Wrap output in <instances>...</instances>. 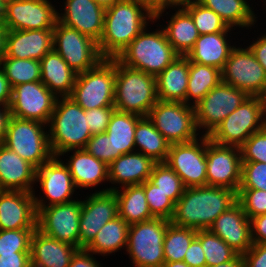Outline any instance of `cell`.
Returning a JSON list of instances; mask_svg holds the SVG:
<instances>
[{"label": "cell", "instance_id": "6da1fadb", "mask_svg": "<svg viewBox=\"0 0 266 267\" xmlns=\"http://www.w3.org/2000/svg\"><path fill=\"white\" fill-rule=\"evenodd\" d=\"M237 203V192L228 188L200 186L185 188L175 203L171 223L208 230L216 218Z\"/></svg>", "mask_w": 266, "mask_h": 267}, {"label": "cell", "instance_id": "7a4b0ae2", "mask_svg": "<svg viewBox=\"0 0 266 267\" xmlns=\"http://www.w3.org/2000/svg\"><path fill=\"white\" fill-rule=\"evenodd\" d=\"M154 15L136 0H121L106 8L98 50L103 58H116L148 24Z\"/></svg>", "mask_w": 266, "mask_h": 267}, {"label": "cell", "instance_id": "3957f363", "mask_svg": "<svg viewBox=\"0 0 266 267\" xmlns=\"http://www.w3.org/2000/svg\"><path fill=\"white\" fill-rule=\"evenodd\" d=\"M87 123V111L70 97H58L48 123L53 155L61 157L66 151L84 149L92 136Z\"/></svg>", "mask_w": 266, "mask_h": 267}, {"label": "cell", "instance_id": "277c9868", "mask_svg": "<svg viewBox=\"0 0 266 267\" xmlns=\"http://www.w3.org/2000/svg\"><path fill=\"white\" fill-rule=\"evenodd\" d=\"M148 24L116 59L123 65L141 70L155 77L161 73L179 54L168 42L164 30L157 23L152 31ZM159 27V28H158ZM151 29V30H149Z\"/></svg>", "mask_w": 266, "mask_h": 267}, {"label": "cell", "instance_id": "5b68a950", "mask_svg": "<svg viewBox=\"0 0 266 267\" xmlns=\"http://www.w3.org/2000/svg\"><path fill=\"white\" fill-rule=\"evenodd\" d=\"M157 101L156 77L115 58V109L147 117Z\"/></svg>", "mask_w": 266, "mask_h": 267}, {"label": "cell", "instance_id": "8992f818", "mask_svg": "<svg viewBox=\"0 0 266 267\" xmlns=\"http://www.w3.org/2000/svg\"><path fill=\"white\" fill-rule=\"evenodd\" d=\"M47 129L42 122L10 116L2 144L37 169L54 156Z\"/></svg>", "mask_w": 266, "mask_h": 267}, {"label": "cell", "instance_id": "52a82bcc", "mask_svg": "<svg viewBox=\"0 0 266 267\" xmlns=\"http://www.w3.org/2000/svg\"><path fill=\"white\" fill-rule=\"evenodd\" d=\"M69 97L85 111L114 107L115 58H104L94 68L77 74Z\"/></svg>", "mask_w": 266, "mask_h": 267}, {"label": "cell", "instance_id": "ba28073f", "mask_svg": "<svg viewBox=\"0 0 266 267\" xmlns=\"http://www.w3.org/2000/svg\"><path fill=\"white\" fill-rule=\"evenodd\" d=\"M170 221L154 218L129 225L126 253L133 267H161L163 242Z\"/></svg>", "mask_w": 266, "mask_h": 267}, {"label": "cell", "instance_id": "9c48e42d", "mask_svg": "<svg viewBox=\"0 0 266 267\" xmlns=\"http://www.w3.org/2000/svg\"><path fill=\"white\" fill-rule=\"evenodd\" d=\"M265 126L261 96H249L217 126L209 139L219 145L240 148L253 133Z\"/></svg>", "mask_w": 266, "mask_h": 267}, {"label": "cell", "instance_id": "30bf717a", "mask_svg": "<svg viewBox=\"0 0 266 267\" xmlns=\"http://www.w3.org/2000/svg\"><path fill=\"white\" fill-rule=\"evenodd\" d=\"M147 117L170 144L190 142L201 136L194 106L158 100Z\"/></svg>", "mask_w": 266, "mask_h": 267}, {"label": "cell", "instance_id": "8fae6325", "mask_svg": "<svg viewBox=\"0 0 266 267\" xmlns=\"http://www.w3.org/2000/svg\"><path fill=\"white\" fill-rule=\"evenodd\" d=\"M53 50L77 74L94 68L104 59L96 41L59 21L53 28Z\"/></svg>", "mask_w": 266, "mask_h": 267}, {"label": "cell", "instance_id": "7c38bea8", "mask_svg": "<svg viewBox=\"0 0 266 267\" xmlns=\"http://www.w3.org/2000/svg\"><path fill=\"white\" fill-rule=\"evenodd\" d=\"M248 97L245 91L223 82L214 87L194 106L199 133L209 136Z\"/></svg>", "mask_w": 266, "mask_h": 267}, {"label": "cell", "instance_id": "4fadbf2b", "mask_svg": "<svg viewBox=\"0 0 266 267\" xmlns=\"http://www.w3.org/2000/svg\"><path fill=\"white\" fill-rule=\"evenodd\" d=\"M35 184V186L39 184L40 191L43 194V196H41L42 194L38 195L35 193L37 191L32 193L35 207L67 203L79 198L74 196L77 188L68 166L57 156H53L36 169Z\"/></svg>", "mask_w": 266, "mask_h": 267}, {"label": "cell", "instance_id": "5bb4252c", "mask_svg": "<svg viewBox=\"0 0 266 267\" xmlns=\"http://www.w3.org/2000/svg\"><path fill=\"white\" fill-rule=\"evenodd\" d=\"M165 163L181 178L185 188L206 186V135L170 144Z\"/></svg>", "mask_w": 266, "mask_h": 267}, {"label": "cell", "instance_id": "9a60e30c", "mask_svg": "<svg viewBox=\"0 0 266 267\" xmlns=\"http://www.w3.org/2000/svg\"><path fill=\"white\" fill-rule=\"evenodd\" d=\"M239 46V47H238ZM236 45L221 70L222 82L245 91L249 96H261L266 89V73L245 45Z\"/></svg>", "mask_w": 266, "mask_h": 267}, {"label": "cell", "instance_id": "2e32d148", "mask_svg": "<svg viewBox=\"0 0 266 267\" xmlns=\"http://www.w3.org/2000/svg\"><path fill=\"white\" fill-rule=\"evenodd\" d=\"M35 208L39 231L58 241L79 248L81 198L67 203Z\"/></svg>", "mask_w": 266, "mask_h": 267}, {"label": "cell", "instance_id": "e0dca14e", "mask_svg": "<svg viewBox=\"0 0 266 267\" xmlns=\"http://www.w3.org/2000/svg\"><path fill=\"white\" fill-rule=\"evenodd\" d=\"M207 185L238 192L241 184V150L214 143L206 136Z\"/></svg>", "mask_w": 266, "mask_h": 267}, {"label": "cell", "instance_id": "ac0fdd59", "mask_svg": "<svg viewBox=\"0 0 266 267\" xmlns=\"http://www.w3.org/2000/svg\"><path fill=\"white\" fill-rule=\"evenodd\" d=\"M57 97L41 81L12 87L10 115L48 125Z\"/></svg>", "mask_w": 266, "mask_h": 267}, {"label": "cell", "instance_id": "d6986e66", "mask_svg": "<svg viewBox=\"0 0 266 267\" xmlns=\"http://www.w3.org/2000/svg\"><path fill=\"white\" fill-rule=\"evenodd\" d=\"M118 216L117 196L114 191L94 192L82 199L79 223V249L86 248L98 231Z\"/></svg>", "mask_w": 266, "mask_h": 267}, {"label": "cell", "instance_id": "ffe728a7", "mask_svg": "<svg viewBox=\"0 0 266 267\" xmlns=\"http://www.w3.org/2000/svg\"><path fill=\"white\" fill-rule=\"evenodd\" d=\"M50 0H12L7 4L8 30L53 29L58 21V6Z\"/></svg>", "mask_w": 266, "mask_h": 267}, {"label": "cell", "instance_id": "44dd1931", "mask_svg": "<svg viewBox=\"0 0 266 267\" xmlns=\"http://www.w3.org/2000/svg\"><path fill=\"white\" fill-rule=\"evenodd\" d=\"M64 1V5H61L63 8H59L60 11H57L58 21L98 43L103 33L106 9L94 0Z\"/></svg>", "mask_w": 266, "mask_h": 267}, {"label": "cell", "instance_id": "7402d4cb", "mask_svg": "<svg viewBox=\"0 0 266 267\" xmlns=\"http://www.w3.org/2000/svg\"><path fill=\"white\" fill-rule=\"evenodd\" d=\"M36 228L37 211L33 194L0 190V230Z\"/></svg>", "mask_w": 266, "mask_h": 267}, {"label": "cell", "instance_id": "603a6c76", "mask_svg": "<svg viewBox=\"0 0 266 267\" xmlns=\"http://www.w3.org/2000/svg\"><path fill=\"white\" fill-rule=\"evenodd\" d=\"M208 230L220 237L238 254L243 255L253 245L250 219L238 202L221 213Z\"/></svg>", "mask_w": 266, "mask_h": 267}, {"label": "cell", "instance_id": "cb8c5ba5", "mask_svg": "<svg viewBox=\"0 0 266 267\" xmlns=\"http://www.w3.org/2000/svg\"><path fill=\"white\" fill-rule=\"evenodd\" d=\"M69 152L70 156H68ZM67 153V155H66ZM68 156V158L64 159V163L68 166L69 171L71 173L73 182L79 191L87 190L90 188L91 190L94 188L95 192H107L109 191V187L106 186L103 189L97 190V187H100V184L108 185V166L89 154L85 149L78 150H69L61 154V159L63 156ZM84 188V189H83Z\"/></svg>", "mask_w": 266, "mask_h": 267}, {"label": "cell", "instance_id": "d4e9b609", "mask_svg": "<svg viewBox=\"0 0 266 267\" xmlns=\"http://www.w3.org/2000/svg\"><path fill=\"white\" fill-rule=\"evenodd\" d=\"M155 164L151 158L137 151L119 156L108 166L109 191L144 183Z\"/></svg>", "mask_w": 266, "mask_h": 267}, {"label": "cell", "instance_id": "484cf974", "mask_svg": "<svg viewBox=\"0 0 266 267\" xmlns=\"http://www.w3.org/2000/svg\"><path fill=\"white\" fill-rule=\"evenodd\" d=\"M53 50V29L8 30L4 57L34 59Z\"/></svg>", "mask_w": 266, "mask_h": 267}, {"label": "cell", "instance_id": "4316f807", "mask_svg": "<svg viewBox=\"0 0 266 267\" xmlns=\"http://www.w3.org/2000/svg\"><path fill=\"white\" fill-rule=\"evenodd\" d=\"M36 168L0 143V190L33 193Z\"/></svg>", "mask_w": 266, "mask_h": 267}, {"label": "cell", "instance_id": "83f0119b", "mask_svg": "<svg viewBox=\"0 0 266 267\" xmlns=\"http://www.w3.org/2000/svg\"><path fill=\"white\" fill-rule=\"evenodd\" d=\"M172 12L167 9L162 10L154 15V20L160 21L161 17L170 18L165 22V25H160L164 30L168 42L172 48L181 56H186L187 53L194 47L196 40L199 37L197 27L190 14L184 8H172ZM166 12V13H165ZM172 13V14H170ZM168 16H167V15ZM167 22V23H166Z\"/></svg>", "mask_w": 266, "mask_h": 267}, {"label": "cell", "instance_id": "f1b7e54d", "mask_svg": "<svg viewBox=\"0 0 266 267\" xmlns=\"http://www.w3.org/2000/svg\"><path fill=\"white\" fill-rule=\"evenodd\" d=\"M239 32H217L199 35L194 47L187 53L186 57L190 62L209 65L222 70L231 51L236 47V42L231 43L232 39L235 40V38L230 37L233 33L236 35Z\"/></svg>", "mask_w": 266, "mask_h": 267}, {"label": "cell", "instance_id": "f546056e", "mask_svg": "<svg viewBox=\"0 0 266 267\" xmlns=\"http://www.w3.org/2000/svg\"><path fill=\"white\" fill-rule=\"evenodd\" d=\"M76 246L51 238L37 228L30 246L31 267H69Z\"/></svg>", "mask_w": 266, "mask_h": 267}, {"label": "cell", "instance_id": "4dcf8cb0", "mask_svg": "<svg viewBox=\"0 0 266 267\" xmlns=\"http://www.w3.org/2000/svg\"><path fill=\"white\" fill-rule=\"evenodd\" d=\"M189 78V59L179 55L156 76L157 99L164 102L186 104Z\"/></svg>", "mask_w": 266, "mask_h": 267}, {"label": "cell", "instance_id": "1f68e13d", "mask_svg": "<svg viewBox=\"0 0 266 267\" xmlns=\"http://www.w3.org/2000/svg\"><path fill=\"white\" fill-rule=\"evenodd\" d=\"M41 82L58 98L69 97L77 73L54 50L40 60Z\"/></svg>", "mask_w": 266, "mask_h": 267}, {"label": "cell", "instance_id": "d6a6232c", "mask_svg": "<svg viewBox=\"0 0 266 267\" xmlns=\"http://www.w3.org/2000/svg\"><path fill=\"white\" fill-rule=\"evenodd\" d=\"M253 0H199L207 8L213 10L228 25V27L249 30L257 23V14L254 11Z\"/></svg>", "mask_w": 266, "mask_h": 267}, {"label": "cell", "instance_id": "836d02e7", "mask_svg": "<svg viewBox=\"0 0 266 267\" xmlns=\"http://www.w3.org/2000/svg\"><path fill=\"white\" fill-rule=\"evenodd\" d=\"M142 116L115 110L105 133L113 144V161L119 156L136 151L134 133Z\"/></svg>", "mask_w": 266, "mask_h": 267}, {"label": "cell", "instance_id": "e575fe53", "mask_svg": "<svg viewBox=\"0 0 266 267\" xmlns=\"http://www.w3.org/2000/svg\"><path fill=\"white\" fill-rule=\"evenodd\" d=\"M114 192L117 196L118 216L129 225L154 219L149 210L142 184L124 186Z\"/></svg>", "mask_w": 266, "mask_h": 267}, {"label": "cell", "instance_id": "d590c367", "mask_svg": "<svg viewBox=\"0 0 266 267\" xmlns=\"http://www.w3.org/2000/svg\"><path fill=\"white\" fill-rule=\"evenodd\" d=\"M129 224L117 216L107 222L96 234L93 241L85 248L94 255L106 257L126 250Z\"/></svg>", "mask_w": 266, "mask_h": 267}, {"label": "cell", "instance_id": "8d00e7d4", "mask_svg": "<svg viewBox=\"0 0 266 267\" xmlns=\"http://www.w3.org/2000/svg\"><path fill=\"white\" fill-rule=\"evenodd\" d=\"M135 148L156 163L167 159L170 143L155 128L148 117H142L136 124L134 133Z\"/></svg>", "mask_w": 266, "mask_h": 267}, {"label": "cell", "instance_id": "74e56055", "mask_svg": "<svg viewBox=\"0 0 266 267\" xmlns=\"http://www.w3.org/2000/svg\"><path fill=\"white\" fill-rule=\"evenodd\" d=\"M221 82L222 74L220 69L189 61L186 104L195 106Z\"/></svg>", "mask_w": 266, "mask_h": 267}, {"label": "cell", "instance_id": "f35d334b", "mask_svg": "<svg viewBox=\"0 0 266 267\" xmlns=\"http://www.w3.org/2000/svg\"><path fill=\"white\" fill-rule=\"evenodd\" d=\"M196 235V229L177 226L170 222L163 242L165 262L183 261L185 253Z\"/></svg>", "mask_w": 266, "mask_h": 267}, {"label": "cell", "instance_id": "ab89813d", "mask_svg": "<svg viewBox=\"0 0 266 267\" xmlns=\"http://www.w3.org/2000/svg\"><path fill=\"white\" fill-rule=\"evenodd\" d=\"M0 67L11 87L41 81L40 61L38 60L3 57Z\"/></svg>", "mask_w": 266, "mask_h": 267}, {"label": "cell", "instance_id": "60d3db41", "mask_svg": "<svg viewBox=\"0 0 266 267\" xmlns=\"http://www.w3.org/2000/svg\"><path fill=\"white\" fill-rule=\"evenodd\" d=\"M196 238L201 242L206 266L225 263L238 255L225 241L209 230H197Z\"/></svg>", "mask_w": 266, "mask_h": 267}, {"label": "cell", "instance_id": "b9f144b4", "mask_svg": "<svg viewBox=\"0 0 266 267\" xmlns=\"http://www.w3.org/2000/svg\"><path fill=\"white\" fill-rule=\"evenodd\" d=\"M184 9L192 17L199 35L237 30L228 27L218 14L202 5L199 1L185 6Z\"/></svg>", "mask_w": 266, "mask_h": 267}, {"label": "cell", "instance_id": "7bdbcfd3", "mask_svg": "<svg viewBox=\"0 0 266 267\" xmlns=\"http://www.w3.org/2000/svg\"><path fill=\"white\" fill-rule=\"evenodd\" d=\"M148 181L157 186L174 204L185 190L181 178L165 162L154 165Z\"/></svg>", "mask_w": 266, "mask_h": 267}, {"label": "cell", "instance_id": "ee69618b", "mask_svg": "<svg viewBox=\"0 0 266 267\" xmlns=\"http://www.w3.org/2000/svg\"><path fill=\"white\" fill-rule=\"evenodd\" d=\"M142 185L144 186L146 200L152 216L170 221L174 213L175 204L148 180Z\"/></svg>", "mask_w": 266, "mask_h": 267}, {"label": "cell", "instance_id": "f6af8a7d", "mask_svg": "<svg viewBox=\"0 0 266 267\" xmlns=\"http://www.w3.org/2000/svg\"><path fill=\"white\" fill-rule=\"evenodd\" d=\"M35 229L0 230V254L30 252Z\"/></svg>", "mask_w": 266, "mask_h": 267}, {"label": "cell", "instance_id": "bcb514c9", "mask_svg": "<svg viewBox=\"0 0 266 267\" xmlns=\"http://www.w3.org/2000/svg\"><path fill=\"white\" fill-rule=\"evenodd\" d=\"M237 202L242 206L249 219L266 214V191L239 189L237 192Z\"/></svg>", "mask_w": 266, "mask_h": 267}, {"label": "cell", "instance_id": "7dc6e473", "mask_svg": "<svg viewBox=\"0 0 266 267\" xmlns=\"http://www.w3.org/2000/svg\"><path fill=\"white\" fill-rule=\"evenodd\" d=\"M242 162L266 163V126L253 133L240 147Z\"/></svg>", "mask_w": 266, "mask_h": 267}, {"label": "cell", "instance_id": "c3c4849f", "mask_svg": "<svg viewBox=\"0 0 266 267\" xmlns=\"http://www.w3.org/2000/svg\"><path fill=\"white\" fill-rule=\"evenodd\" d=\"M239 189L266 191V163L242 162L241 184Z\"/></svg>", "mask_w": 266, "mask_h": 267}, {"label": "cell", "instance_id": "681fc988", "mask_svg": "<svg viewBox=\"0 0 266 267\" xmlns=\"http://www.w3.org/2000/svg\"><path fill=\"white\" fill-rule=\"evenodd\" d=\"M84 149L107 166L113 162V144L106 133L93 134Z\"/></svg>", "mask_w": 266, "mask_h": 267}, {"label": "cell", "instance_id": "f907efd6", "mask_svg": "<svg viewBox=\"0 0 266 267\" xmlns=\"http://www.w3.org/2000/svg\"><path fill=\"white\" fill-rule=\"evenodd\" d=\"M115 107H99L87 110V124L91 134L105 133Z\"/></svg>", "mask_w": 266, "mask_h": 267}, {"label": "cell", "instance_id": "816d5d0a", "mask_svg": "<svg viewBox=\"0 0 266 267\" xmlns=\"http://www.w3.org/2000/svg\"><path fill=\"white\" fill-rule=\"evenodd\" d=\"M242 258L244 267H266V243H253Z\"/></svg>", "mask_w": 266, "mask_h": 267}, {"label": "cell", "instance_id": "f5cc1de1", "mask_svg": "<svg viewBox=\"0 0 266 267\" xmlns=\"http://www.w3.org/2000/svg\"><path fill=\"white\" fill-rule=\"evenodd\" d=\"M183 261L190 267H206L205 254L201 242L197 238L191 242Z\"/></svg>", "mask_w": 266, "mask_h": 267}, {"label": "cell", "instance_id": "db71d44e", "mask_svg": "<svg viewBox=\"0 0 266 267\" xmlns=\"http://www.w3.org/2000/svg\"><path fill=\"white\" fill-rule=\"evenodd\" d=\"M93 255L85 248L78 249L73 255L69 267H103L102 261H98L97 256Z\"/></svg>", "mask_w": 266, "mask_h": 267}, {"label": "cell", "instance_id": "11a10c76", "mask_svg": "<svg viewBox=\"0 0 266 267\" xmlns=\"http://www.w3.org/2000/svg\"><path fill=\"white\" fill-rule=\"evenodd\" d=\"M0 267H31L30 252L0 254Z\"/></svg>", "mask_w": 266, "mask_h": 267}, {"label": "cell", "instance_id": "9f6ffc18", "mask_svg": "<svg viewBox=\"0 0 266 267\" xmlns=\"http://www.w3.org/2000/svg\"><path fill=\"white\" fill-rule=\"evenodd\" d=\"M250 224L252 242L256 244L266 243V214L251 218Z\"/></svg>", "mask_w": 266, "mask_h": 267}, {"label": "cell", "instance_id": "6f0895ef", "mask_svg": "<svg viewBox=\"0 0 266 267\" xmlns=\"http://www.w3.org/2000/svg\"><path fill=\"white\" fill-rule=\"evenodd\" d=\"M250 42L249 38L247 47L251 50L255 59L261 64L266 73V32H263V34L261 32V35L259 34L257 39L253 40L251 43Z\"/></svg>", "mask_w": 266, "mask_h": 267}, {"label": "cell", "instance_id": "680465c9", "mask_svg": "<svg viewBox=\"0 0 266 267\" xmlns=\"http://www.w3.org/2000/svg\"><path fill=\"white\" fill-rule=\"evenodd\" d=\"M12 87L0 67V104L9 106L11 102Z\"/></svg>", "mask_w": 266, "mask_h": 267}, {"label": "cell", "instance_id": "91938a15", "mask_svg": "<svg viewBox=\"0 0 266 267\" xmlns=\"http://www.w3.org/2000/svg\"><path fill=\"white\" fill-rule=\"evenodd\" d=\"M146 7L153 15L167 9V0H136Z\"/></svg>", "mask_w": 266, "mask_h": 267}, {"label": "cell", "instance_id": "94428289", "mask_svg": "<svg viewBox=\"0 0 266 267\" xmlns=\"http://www.w3.org/2000/svg\"><path fill=\"white\" fill-rule=\"evenodd\" d=\"M10 116L11 115L9 106H3L0 104V143H3L4 141L6 135L7 123Z\"/></svg>", "mask_w": 266, "mask_h": 267}, {"label": "cell", "instance_id": "6125c7cd", "mask_svg": "<svg viewBox=\"0 0 266 267\" xmlns=\"http://www.w3.org/2000/svg\"><path fill=\"white\" fill-rule=\"evenodd\" d=\"M206 267H244V261L241 254H238L233 260L227 261L225 263L206 266Z\"/></svg>", "mask_w": 266, "mask_h": 267}, {"label": "cell", "instance_id": "be15d7a7", "mask_svg": "<svg viewBox=\"0 0 266 267\" xmlns=\"http://www.w3.org/2000/svg\"><path fill=\"white\" fill-rule=\"evenodd\" d=\"M196 1L199 0H167V10L171 11L172 8H184Z\"/></svg>", "mask_w": 266, "mask_h": 267}, {"label": "cell", "instance_id": "e7e4bbea", "mask_svg": "<svg viewBox=\"0 0 266 267\" xmlns=\"http://www.w3.org/2000/svg\"><path fill=\"white\" fill-rule=\"evenodd\" d=\"M8 29L0 30V62L6 54V37Z\"/></svg>", "mask_w": 266, "mask_h": 267}, {"label": "cell", "instance_id": "03108f58", "mask_svg": "<svg viewBox=\"0 0 266 267\" xmlns=\"http://www.w3.org/2000/svg\"><path fill=\"white\" fill-rule=\"evenodd\" d=\"M98 5L103 8H109L113 6L115 3L120 2L121 0H94Z\"/></svg>", "mask_w": 266, "mask_h": 267}, {"label": "cell", "instance_id": "003e7915", "mask_svg": "<svg viewBox=\"0 0 266 267\" xmlns=\"http://www.w3.org/2000/svg\"><path fill=\"white\" fill-rule=\"evenodd\" d=\"M161 267H190L184 261H176V262H164Z\"/></svg>", "mask_w": 266, "mask_h": 267}, {"label": "cell", "instance_id": "a7ac6f4b", "mask_svg": "<svg viewBox=\"0 0 266 267\" xmlns=\"http://www.w3.org/2000/svg\"><path fill=\"white\" fill-rule=\"evenodd\" d=\"M7 4L8 2L5 0H0V17L5 21L6 13H7Z\"/></svg>", "mask_w": 266, "mask_h": 267}, {"label": "cell", "instance_id": "89a4df30", "mask_svg": "<svg viewBox=\"0 0 266 267\" xmlns=\"http://www.w3.org/2000/svg\"><path fill=\"white\" fill-rule=\"evenodd\" d=\"M262 103H263V111H264V116L266 120V89L264 93L261 95Z\"/></svg>", "mask_w": 266, "mask_h": 267}, {"label": "cell", "instance_id": "2644e50d", "mask_svg": "<svg viewBox=\"0 0 266 267\" xmlns=\"http://www.w3.org/2000/svg\"><path fill=\"white\" fill-rule=\"evenodd\" d=\"M7 29L5 26V21L0 17V30Z\"/></svg>", "mask_w": 266, "mask_h": 267}, {"label": "cell", "instance_id": "8c879c8a", "mask_svg": "<svg viewBox=\"0 0 266 267\" xmlns=\"http://www.w3.org/2000/svg\"><path fill=\"white\" fill-rule=\"evenodd\" d=\"M265 2H266V0H263V3H264L263 7L265 6L264 10L266 11V3ZM265 11H264V13H266Z\"/></svg>", "mask_w": 266, "mask_h": 267}]
</instances>
